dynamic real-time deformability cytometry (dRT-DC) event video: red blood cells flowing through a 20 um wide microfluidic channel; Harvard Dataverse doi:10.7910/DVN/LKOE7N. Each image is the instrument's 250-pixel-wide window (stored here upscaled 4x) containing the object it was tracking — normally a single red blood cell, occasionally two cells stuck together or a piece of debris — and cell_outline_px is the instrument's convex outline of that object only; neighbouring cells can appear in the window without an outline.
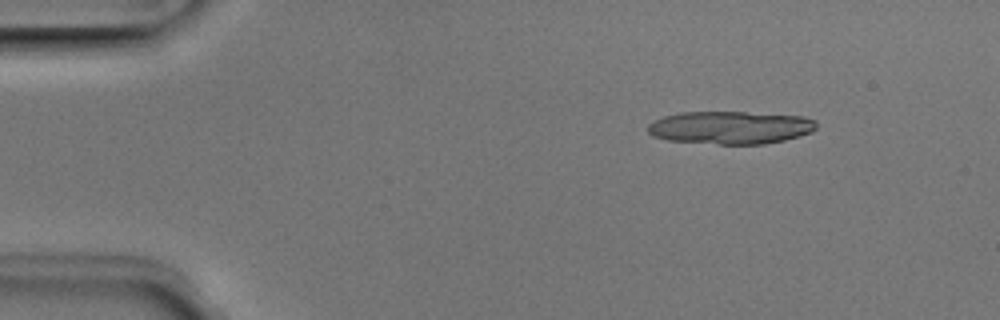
{"species": "Egyptian fruit bat (a non-hibernating species)", "species_latin": "Rousettus aegyptiacus", "temperature_condition": "room temperature", "stored_images_in_passage": 4, "camera_frame_rate_fps": 3000, "um_per_image_px": 0.085, "animal": {"sex": "male"}, "frame": {"image": 1, "passage_image": 2, "time_ms": 0.333, "image_size_px": [1000, 320], "cell_outline_px": [[816, 128], [812, 132], [784, 140], [764, 144], [720, 144], [668, 140], [652, 136], [648, 132], [648, 124], [664, 116], [680, 112], [744, 112], [804, 116], [816, 120]], "centroid_in_image_um": [62.09, 10.84], "position_along_channel_um": 22.9, "area_um2": 32.25}}